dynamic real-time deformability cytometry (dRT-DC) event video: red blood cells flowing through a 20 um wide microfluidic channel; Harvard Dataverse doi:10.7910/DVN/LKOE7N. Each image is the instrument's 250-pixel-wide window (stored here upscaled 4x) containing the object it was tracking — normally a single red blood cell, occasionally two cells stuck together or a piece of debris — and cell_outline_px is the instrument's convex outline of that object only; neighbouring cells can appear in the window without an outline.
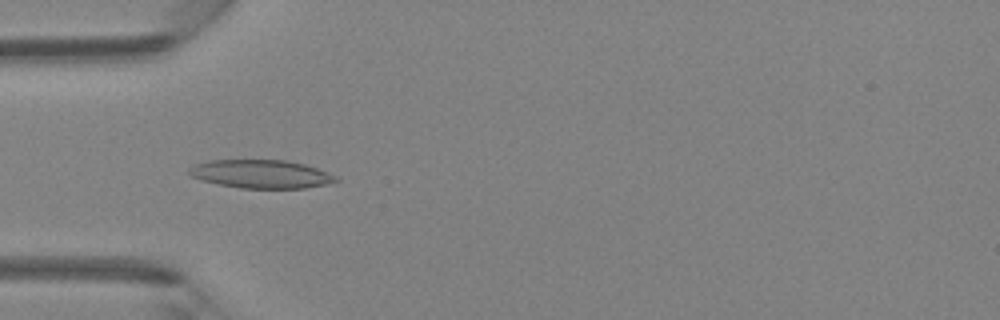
{"species": "Egyptian fruit bat (a non-hibernating species)", "species_latin": "Rousettus aegyptiacus", "temperature_condition": "room temperature", "stored_images_in_passage": 4, "camera_frame_rate_fps": 3000, "um_per_image_px": 0.085, "animal": {"sex": "female"}, "frame": {"image": 1, "passage_image": 4, "time_ms": 1.0, "image_size_px": [1000, 320], "cell_outline_px": [[340, 180], [324, 184], [304, 188], [240, 188], [220, 184], [188, 176], [188, 168], [196, 164], [208, 160], [284, 160], [304, 164], [316, 168], [336, 176]], "centroid_in_image_um": [22.15, 14.79], "position_along_channel_um": 62.9, "area_um2": 24.04}}